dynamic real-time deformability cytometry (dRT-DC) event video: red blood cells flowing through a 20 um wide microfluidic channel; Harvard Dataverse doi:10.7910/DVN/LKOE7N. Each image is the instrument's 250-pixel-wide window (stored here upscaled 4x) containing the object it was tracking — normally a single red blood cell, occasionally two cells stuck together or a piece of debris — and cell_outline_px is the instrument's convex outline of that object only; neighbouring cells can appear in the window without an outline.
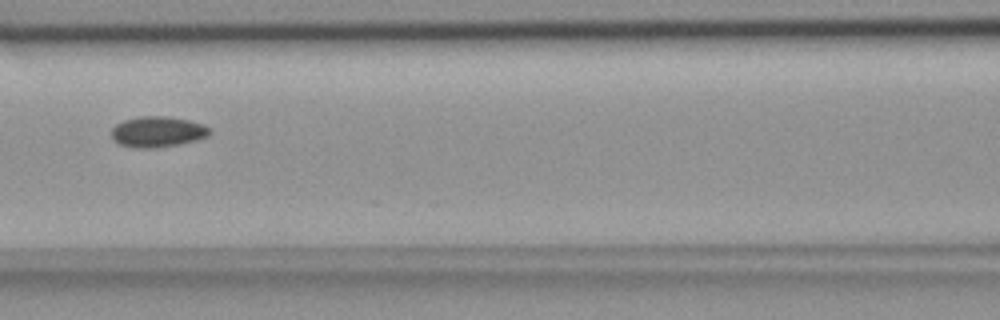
{"species": "common noctule bat (a hibernating species)", "species_latin": "Nyctalus noctula", "temperature_condition": "room temperature", "stored_images_in_passage": 37, "camera_frame_rate_fps": 3000, "um_per_image_px": 0.085, "animal": {"sex": "female", "body_mass_g": 18.4}, "frame": {"image": 1, "passage_image": 14, "time_ms": 4.333, "image_size_px": [1000, 320], "cell_outline_px": [[208, 136], [196, 140], [180, 144], [152, 148], [136, 148], [120, 144], [112, 140], [112, 128], [116, 124], [124, 120], [140, 116], [168, 116], [188, 120], [200, 124], [208, 128]], "centroid_in_image_um": [13.34, 11.2], "position_along_channel_um": 153.3, "area_um2": 17.4}}
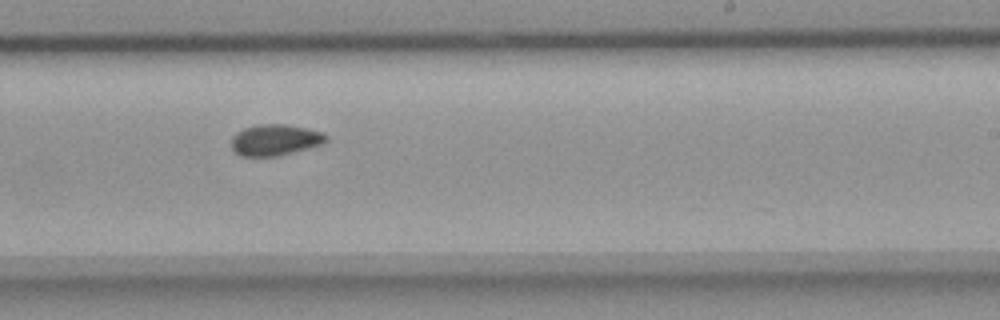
{"frame": {"image": 2, "passage_image": 23, "time_ms": 7.333, "image_size_px": [1000, 320], "cell_outline_px": [[328, 140], [324, 144], [276, 156], [240, 156], [232, 148], [232, 136], [236, 132], [244, 128], [256, 124], [284, 124], [308, 128], [324, 132], [328, 136]], "centroid_in_image_um": [23.41, 11.88], "position_along_channel_um": 265.6, "area_um2": 17.34}}
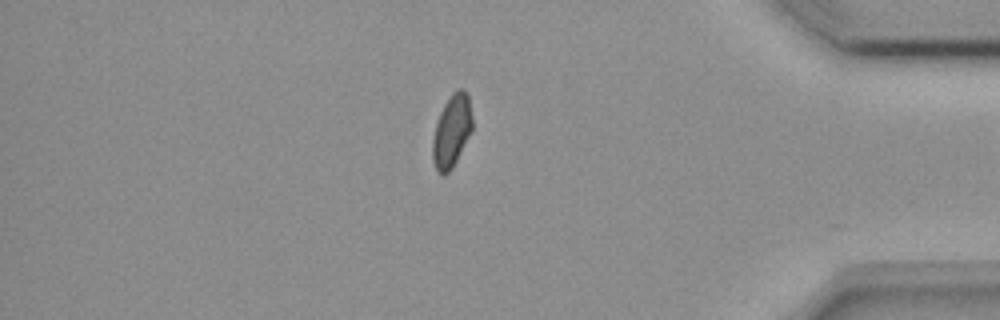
{"frame": {"image": 3, "passage_image": 36, "time_ms": 11.667, "image_size_px": [1000, 320], "cell_outline_px": [[472, 132], [452, 168], [448, 172], [440, 172], [436, 168], [432, 160], [432, 140], [436, 124], [440, 112], [444, 104], [452, 92], [456, 88], [460, 88], [468, 92], [472, 116]], "centroid_in_image_um": [38.41, 11.08], "position_along_channel_um": 396.8, "area_um2": 16.82}}